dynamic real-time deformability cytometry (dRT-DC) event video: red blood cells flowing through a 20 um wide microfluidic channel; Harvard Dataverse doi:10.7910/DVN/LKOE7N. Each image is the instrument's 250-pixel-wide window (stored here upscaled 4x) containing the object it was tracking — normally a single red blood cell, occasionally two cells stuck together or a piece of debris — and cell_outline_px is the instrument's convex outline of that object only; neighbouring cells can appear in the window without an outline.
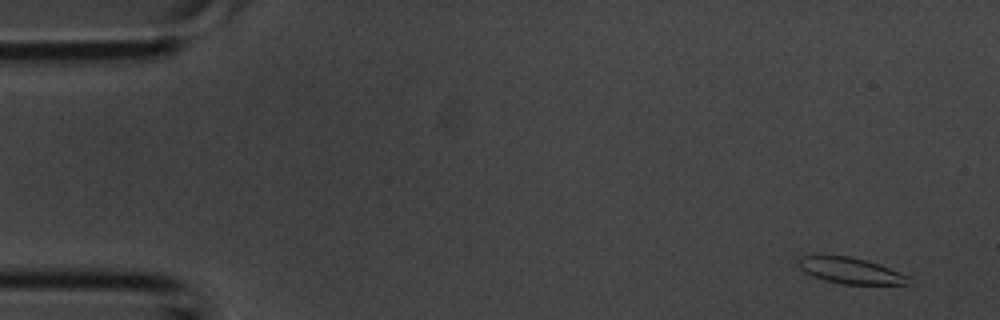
{"species": "common noctule bat (a hibernating species)", "species_latin": "Nyctalus noctula", "temperature_condition": "room temperature", "stored_images_in_passage": 4, "camera_frame_rate_fps": 3000, "um_per_image_px": 0.085, "animal": {"sex": "male", "body_mass_g": 20.1, "forearm_length_mm": 53.5}, "frame": {"image": 1, "passage_image": 1, "time_ms": 0.0, "image_size_px": [1000, 320], "cell_outline_px": [[912, 284], [840, 284], [824, 280], [812, 276], [804, 272], [800, 268], [796, 260], [800, 256], [852, 256], [880, 264], [908, 276]], "centroid_in_image_um": [72.27, 23.01], "position_along_channel_um": 12.7, "area_um2": 16.76}}